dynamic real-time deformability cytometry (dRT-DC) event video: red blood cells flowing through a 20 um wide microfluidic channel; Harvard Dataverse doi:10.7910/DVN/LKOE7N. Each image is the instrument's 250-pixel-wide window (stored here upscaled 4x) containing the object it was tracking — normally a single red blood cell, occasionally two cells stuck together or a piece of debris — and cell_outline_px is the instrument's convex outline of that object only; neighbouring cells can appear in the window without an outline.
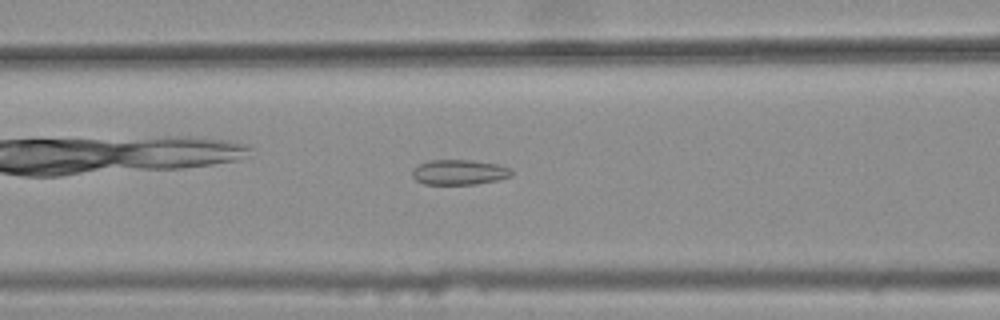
{"species": "common noctule bat (a hibernating species)", "species_latin": "Nyctalus noctula", "temperature_condition": "warm", "stored_images_in_passage": 43, "camera_frame_rate_fps": 3000, "um_per_image_px": 0.085, "animal": {"sex": "female", "body_mass_g": 25.1}, "frame": {"image": 1, "passage_image": 21, "time_ms": 6.667, "image_size_px": [1000, 320], "cell_outline_px": [[512, 176], [500, 180], [476, 184], [424, 184], [416, 180], [412, 176], [412, 168], [428, 160], [472, 160], [496, 164], [512, 168]], "centroid_in_image_um": [39.05, 14.64], "position_along_channel_um": 127.6, "area_um2": 14.68}}
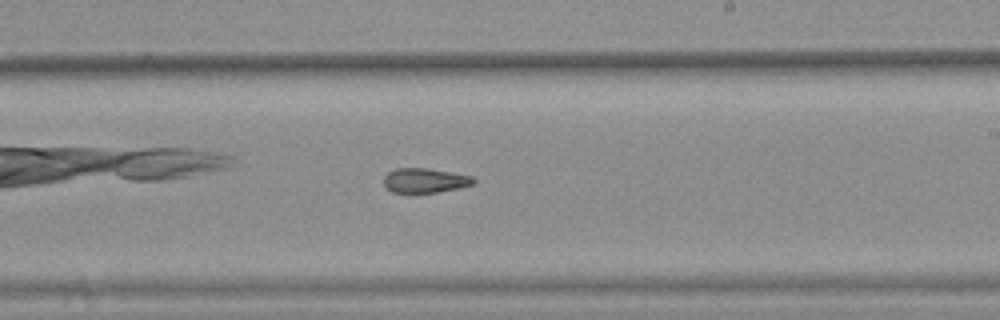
{"frame": {"image": 2, "passage_image": 31, "time_ms": 10.0, "image_size_px": [1000, 320], "cell_outline_px": [[476, 184], [460, 188], [436, 192], [392, 192], [384, 184], [384, 176], [388, 172], [396, 168], [428, 168], [472, 176], [476, 180]], "centroid_in_image_um": [36.15, 15.33], "position_along_channel_um": 252.8, "area_um2": 12.83}}
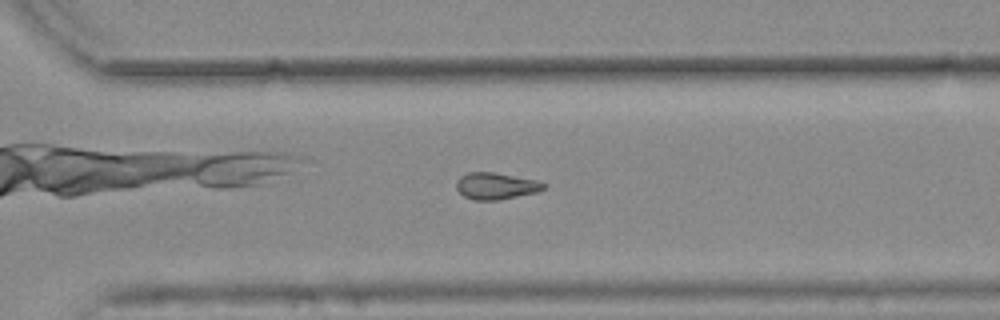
{"frame": {"image": 3, "passage_image": 37, "time_ms": 12.0, "image_size_px": [1000, 320], "cell_outline_px": [[548, 184], [544, 188], [536, 192], [500, 200], [472, 200], [464, 196], [456, 188], [456, 180], [460, 176], [468, 172], [492, 172], [536, 180]], "centroid_in_image_um": [42.13, 15.81], "position_along_channel_um": 328.5, "area_um2": 13.58}, "authors_computed_cell_mechanics": {"area_um2": 14.8546, "velocity_mm_per_s": 3.7703, "shape_relaxation_time_tau1_ms": null, "shape_relaxation_time_tau2_ms": 3.201, "deformation_change_tau1": null, "deformation_change_tau2": 0.0963}}